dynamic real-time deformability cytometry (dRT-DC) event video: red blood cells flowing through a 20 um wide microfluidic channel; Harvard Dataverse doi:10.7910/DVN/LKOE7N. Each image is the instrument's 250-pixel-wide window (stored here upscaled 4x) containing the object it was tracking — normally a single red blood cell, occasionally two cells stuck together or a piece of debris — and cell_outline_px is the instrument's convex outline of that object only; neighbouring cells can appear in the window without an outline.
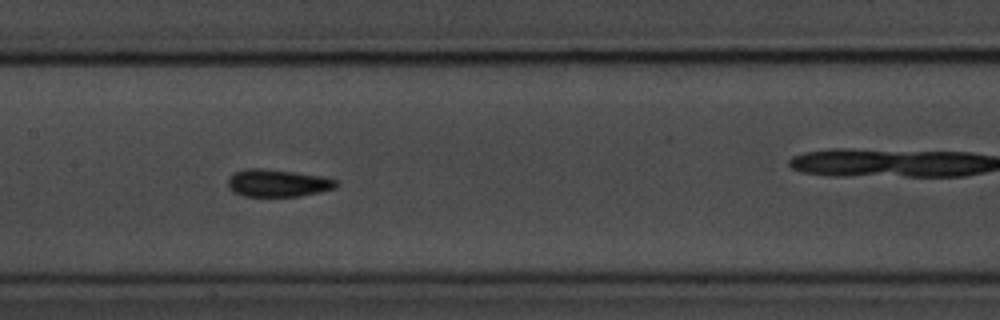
{"species": "common noctule bat (a hibernating species)", "species_latin": "Nyctalus noctula", "temperature_condition": "room temperature", "stored_images_in_passage": 9, "camera_frame_rate_fps": 3000, "um_per_image_px": 0.085, "animal": {"sex": "male", "body_mass_g": 20.1, "forearm_length_mm": 53.5}, "frame": {"image": 1, "passage_image": 7, "time_ms": 6.667, "image_size_px": [1000, 320], "cell_outline_px": [[336, 188], [320, 192], [300, 196], [244, 196], [232, 192], [228, 188], [228, 180], [236, 172], [244, 168], [264, 168], [320, 176], [336, 180]], "centroid_in_image_um": [23.57, 15.57], "position_along_channel_um": 183.8, "area_um2": 17.17}}